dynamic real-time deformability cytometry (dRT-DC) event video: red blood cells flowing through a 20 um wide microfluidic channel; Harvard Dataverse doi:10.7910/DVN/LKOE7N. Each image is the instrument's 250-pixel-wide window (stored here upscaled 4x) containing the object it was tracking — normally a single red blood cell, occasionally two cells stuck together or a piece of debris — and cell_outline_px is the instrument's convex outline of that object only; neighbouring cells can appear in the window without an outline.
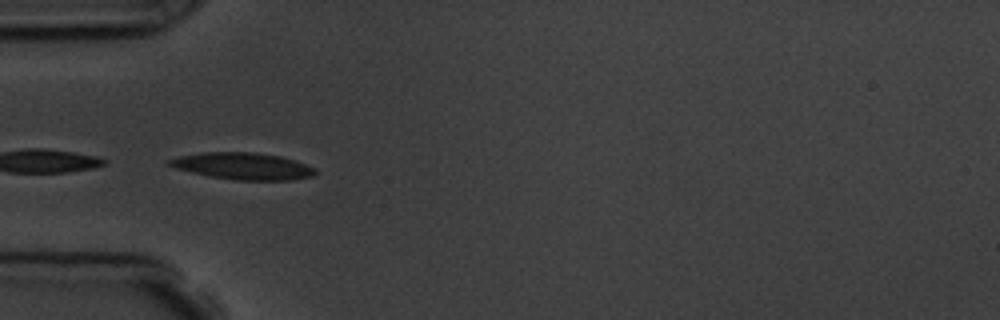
{"species": "common noctule bat (a hibernating species)", "species_latin": "Nyctalus noctula", "temperature_condition": "room temperature", "stored_images_in_passage": 8, "camera_frame_rate_fps": 3000, "um_per_image_px": 0.085, "animal": {"sex": "male", "body_mass_g": 19.5, "forearm_length_mm": 54.6}, "frame": {"image": 1, "passage_image": 3, "time_ms": 3.0, "image_size_px": [1000, 320], "cell_outline_px": [[316, 172], [312, 176], [292, 180], [232, 180], [192, 172], [176, 168], [164, 164], [168, 160], [180, 156], [204, 152], [252, 152], [280, 156], [296, 160], [316, 168]], "centroid_in_image_um": [20.66, 14.12], "position_along_channel_um": 64.3, "area_um2": 22.77}}
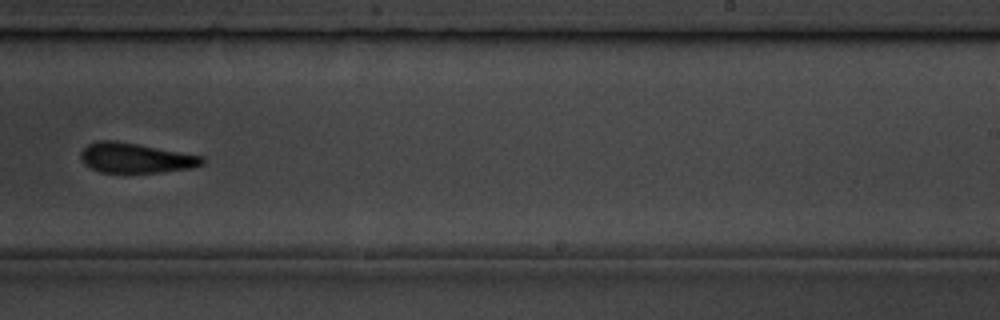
{"frame": {"image": 2, "passage_image": 8, "time_ms": 8.667, "image_size_px": [1000, 320], "cell_outline_px": [[204, 164], [192, 168], [160, 172], [124, 176], [100, 172], [84, 164], [80, 156], [80, 152], [88, 144], [96, 140], [116, 140], [204, 156]], "centroid_in_image_um": [11.5, 13.47], "position_along_channel_um": 277.5, "area_um2": 22.08}}